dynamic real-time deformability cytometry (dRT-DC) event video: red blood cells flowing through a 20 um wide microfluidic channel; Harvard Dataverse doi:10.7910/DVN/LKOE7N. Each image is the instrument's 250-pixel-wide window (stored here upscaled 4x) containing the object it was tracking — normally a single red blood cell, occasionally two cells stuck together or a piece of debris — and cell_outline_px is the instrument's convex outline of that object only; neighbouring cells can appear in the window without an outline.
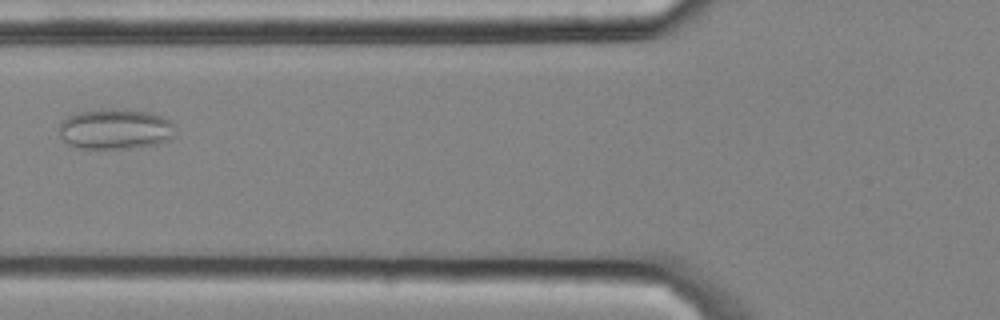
{"species": "common noctule bat (a hibernating species)", "species_latin": "Nyctalus noctula", "temperature_condition": "cold", "stored_images_in_passage": 5, "camera_frame_rate_fps": 3000, "um_per_image_px": 0.085, "animal": {"sex": "male", "body_mass_g": 20.4}, "frame": {"image": 1, "passage_image": 4, "time_ms": 1.0, "image_size_px": [1000, 320], "cell_outline_px": [[176, 124], [172, 136], [168, 140], [156, 144], [128, 148], [76, 148], [68, 144], [60, 136], [60, 124], [68, 116], [76, 112], [108, 108], [116, 108], [148, 112], [160, 116]], "centroid_in_image_um": [9.79, 10.96], "position_along_channel_um": 116.0, "area_um2": 27.34}}